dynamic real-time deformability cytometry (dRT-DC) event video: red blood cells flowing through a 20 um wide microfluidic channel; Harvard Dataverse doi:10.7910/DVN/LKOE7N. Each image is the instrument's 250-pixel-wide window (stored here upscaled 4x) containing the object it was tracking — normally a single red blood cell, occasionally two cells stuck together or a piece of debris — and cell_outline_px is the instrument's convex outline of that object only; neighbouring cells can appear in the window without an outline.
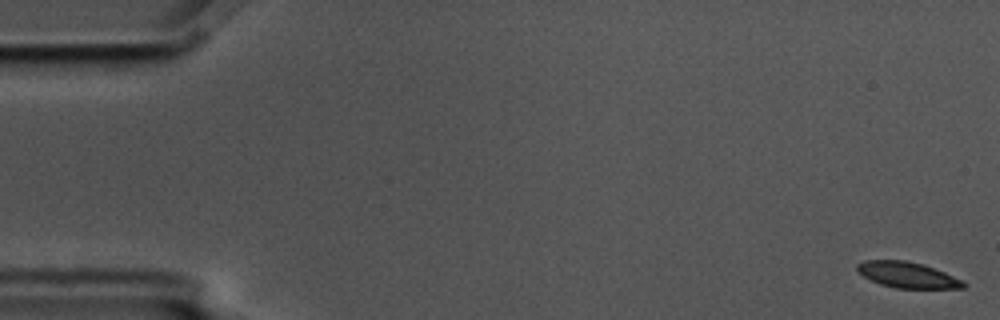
{"species": "common noctule bat (a hibernating species)", "species_latin": "Nyctalus noctula", "temperature_condition": "cold", "stored_images_in_passage": 7, "camera_frame_rate_fps": 3000, "um_per_image_px": 0.085, "animal": {"sex": "male", "body_mass_g": 17.5, "forearm_length_mm": 52.3}, "frame": {"image": 1, "passage_image": 1, "time_ms": 0.0, "image_size_px": [1000, 320], "cell_outline_px": [[968, 284], [964, 288], [896, 288], [880, 284], [856, 272], [856, 264], [864, 260], [904, 260], [924, 264], [944, 272]], "centroid_in_image_um": [77.09, 23.36], "position_along_channel_um": 7.9, "area_um2": 15.95}}